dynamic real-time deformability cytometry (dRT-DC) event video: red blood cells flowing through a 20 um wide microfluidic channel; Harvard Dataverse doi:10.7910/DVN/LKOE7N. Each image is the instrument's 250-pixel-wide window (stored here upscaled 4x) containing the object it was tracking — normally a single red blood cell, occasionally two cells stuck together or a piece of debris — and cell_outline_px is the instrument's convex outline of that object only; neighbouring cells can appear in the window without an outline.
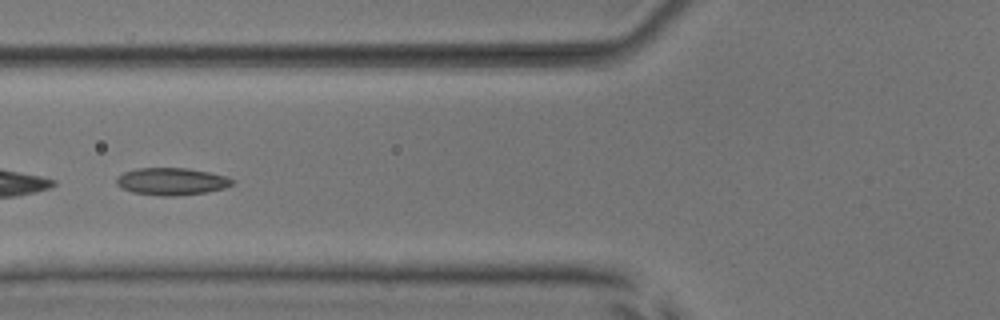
{"species": "common noctule bat (a hibernating species)", "species_latin": "Nyctalus noctula", "temperature_condition": "room temperature", "stored_images_in_passage": 36, "camera_frame_rate_fps": 3000, "um_per_image_px": 0.085, "animal": {"sex": "male", "body_mass_g": 17.9, "forearm_length_mm": 54.2}, "frame": {"image": 1, "passage_image": 6, "time_ms": 1.667, "image_size_px": [1000, 320], "cell_outline_px": [[232, 184], [224, 188], [208, 192], [176, 196], [160, 196], [132, 192], [120, 188], [116, 184], [116, 176], [124, 172], [136, 168], [188, 168], [208, 172], [224, 176], [232, 180]], "centroid_in_image_um": [14.52, 15.43], "position_along_channel_um": 111.3, "area_um2": 18.44}, "authors_computed_cell_mechanics": {"area_um2": 17.8602, "velocity_mm_per_s": 3.9268, "shape_relaxation_time_tau1_ms": 7.2616, "shape_relaxation_time_tau2_ms": 2.5202, "deformation_change_tau1": 0.1314, "deformation_change_tau2": 0.0725}}